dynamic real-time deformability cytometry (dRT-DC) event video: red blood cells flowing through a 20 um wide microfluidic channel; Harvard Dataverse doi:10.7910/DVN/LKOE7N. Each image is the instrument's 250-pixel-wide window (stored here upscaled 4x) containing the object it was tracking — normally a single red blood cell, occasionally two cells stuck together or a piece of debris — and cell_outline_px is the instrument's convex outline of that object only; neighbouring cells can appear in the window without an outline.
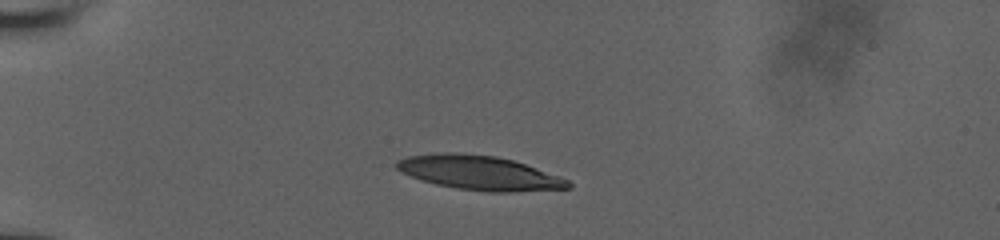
{"species": "human", "species_latin": "Homo sapiens", "temperature_condition": "room temperature", "stored_images_in_passage": 11, "camera_frame_rate_fps": 3000, "um_per_image_px": 0.085, "donor": {"sex": "male"}, "frame": {"image": 1, "passage_image": 1, "time_ms": 0.0, "image_size_px": [1000, 240], "cell_outline_px": [[572, 188], [508, 192], [488, 192], [456, 188], [436, 184], [412, 176], [396, 168], [396, 160], [408, 156], [436, 152], [456, 152], [496, 156], [512, 160], [536, 168], [568, 180], [572, 184]], "centroid_in_image_um": [40.73, 14.68], "position_along_channel_um": 44.3, "area_um2": 33.99}}
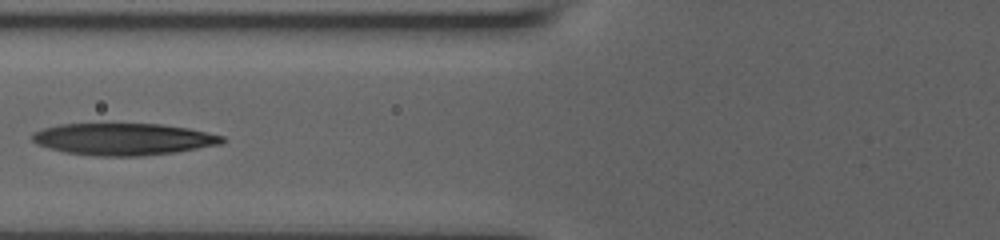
{"frame": {"image": 2, "passage_image": 7, "time_ms": 3.0, "image_size_px": [1000, 240], "cell_outline_px": [[224, 140], [220, 144], [176, 152], [140, 156], [96, 156], [64, 152], [48, 148], [36, 144], [32, 140], [32, 136], [36, 132], [44, 128], [60, 124], [160, 124], [188, 128], [224, 136]], "centroid_in_image_um": [10.47, 11.83], "position_along_channel_um": 115.3, "area_um2": 35.14}}
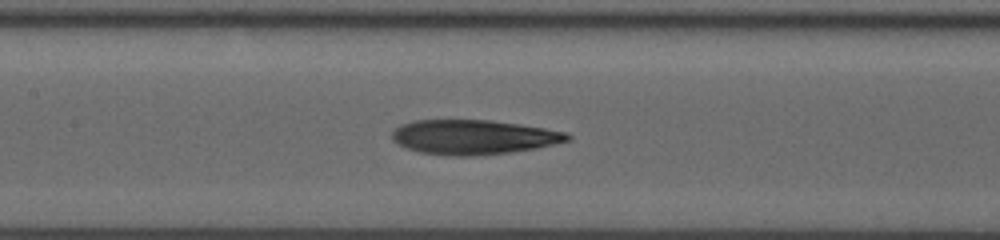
{"frame": {"image": 3, "passage_image": 10, "time_ms": 4.333, "image_size_px": [1000, 240], "cell_outline_px": [[572, 136], [568, 140], [536, 148], [512, 152], [472, 156], [452, 156], [420, 152], [408, 148], [392, 140], [392, 132], [400, 124], [416, 120], [492, 120], [520, 124], [568, 132]], "centroid_in_image_um": [40.25, 11.65], "position_along_channel_um": 167.1, "area_um2": 35.26}}